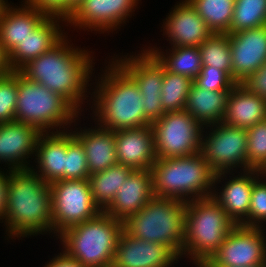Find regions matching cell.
<instances>
[{"label": "cell", "mask_w": 266, "mask_h": 267, "mask_svg": "<svg viewBox=\"0 0 266 267\" xmlns=\"http://www.w3.org/2000/svg\"><path fill=\"white\" fill-rule=\"evenodd\" d=\"M17 89L15 121L32 125L41 133L69 130L81 116L61 95L29 80L20 71H17Z\"/></svg>", "instance_id": "ba28073f"}, {"label": "cell", "mask_w": 266, "mask_h": 267, "mask_svg": "<svg viewBox=\"0 0 266 267\" xmlns=\"http://www.w3.org/2000/svg\"><path fill=\"white\" fill-rule=\"evenodd\" d=\"M153 197L151 169L133 170L104 212L125 221L130 215L143 208Z\"/></svg>", "instance_id": "603a6c76"}, {"label": "cell", "mask_w": 266, "mask_h": 267, "mask_svg": "<svg viewBox=\"0 0 266 267\" xmlns=\"http://www.w3.org/2000/svg\"><path fill=\"white\" fill-rule=\"evenodd\" d=\"M22 2L21 7L11 6L8 0L0 5V42L8 54L48 16L25 0Z\"/></svg>", "instance_id": "44dd1931"}, {"label": "cell", "mask_w": 266, "mask_h": 267, "mask_svg": "<svg viewBox=\"0 0 266 267\" xmlns=\"http://www.w3.org/2000/svg\"><path fill=\"white\" fill-rule=\"evenodd\" d=\"M193 80L164 68L161 104L165 112L183 111Z\"/></svg>", "instance_id": "1f68e13d"}, {"label": "cell", "mask_w": 266, "mask_h": 267, "mask_svg": "<svg viewBox=\"0 0 266 267\" xmlns=\"http://www.w3.org/2000/svg\"><path fill=\"white\" fill-rule=\"evenodd\" d=\"M8 170L5 171L0 170V221L4 219V214L7 209V197H8Z\"/></svg>", "instance_id": "b9f144b4"}, {"label": "cell", "mask_w": 266, "mask_h": 267, "mask_svg": "<svg viewBox=\"0 0 266 267\" xmlns=\"http://www.w3.org/2000/svg\"><path fill=\"white\" fill-rule=\"evenodd\" d=\"M151 173L154 196L189 202L213 195L215 173L200 153L157 158Z\"/></svg>", "instance_id": "277c9868"}, {"label": "cell", "mask_w": 266, "mask_h": 267, "mask_svg": "<svg viewBox=\"0 0 266 267\" xmlns=\"http://www.w3.org/2000/svg\"><path fill=\"white\" fill-rule=\"evenodd\" d=\"M6 74L0 73V80L5 76Z\"/></svg>", "instance_id": "f6af8a7d"}, {"label": "cell", "mask_w": 266, "mask_h": 267, "mask_svg": "<svg viewBox=\"0 0 266 267\" xmlns=\"http://www.w3.org/2000/svg\"><path fill=\"white\" fill-rule=\"evenodd\" d=\"M232 80L237 84L266 63V25L229 34Z\"/></svg>", "instance_id": "2e32d148"}, {"label": "cell", "mask_w": 266, "mask_h": 267, "mask_svg": "<svg viewBox=\"0 0 266 267\" xmlns=\"http://www.w3.org/2000/svg\"><path fill=\"white\" fill-rule=\"evenodd\" d=\"M83 0H66V18L71 14L73 9L78 6Z\"/></svg>", "instance_id": "ee69618b"}, {"label": "cell", "mask_w": 266, "mask_h": 267, "mask_svg": "<svg viewBox=\"0 0 266 267\" xmlns=\"http://www.w3.org/2000/svg\"><path fill=\"white\" fill-rule=\"evenodd\" d=\"M123 230L124 221L101 211L95 218L64 230L57 238L62 251L85 267H110Z\"/></svg>", "instance_id": "8992f818"}, {"label": "cell", "mask_w": 266, "mask_h": 267, "mask_svg": "<svg viewBox=\"0 0 266 267\" xmlns=\"http://www.w3.org/2000/svg\"><path fill=\"white\" fill-rule=\"evenodd\" d=\"M29 5L49 16H59L66 20V0H25Z\"/></svg>", "instance_id": "ab89813d"}, {"label": "cell", "mask_w": 266, "mask_h": 267, "mask_svg": "<svg viewBox=\"0 0 266 267\" xmlns=\"http://www.w3.org/2000/svg\"><path fill=\"white\" fill-rule=\"evenodd\" d=\"M74 128V136L85 150L89 174L106 170L118 164L116 158L115 131L96 125L90 128Z\"/></svg>", "instance_id": "cb8c5ba5"}, {"label": "cell", "mask_w": 266, "mask_h": 267, "mask_svg": "<svg viewBox=\"0 0 266 267\" xmlns=\"http://www.w3.org/2000/svg\"><path fill=\"white\" fill-rule=\"evenodd\" d=\"M213 33H227L233 19L235 0H187Z\"/></svg>", "instance_id": "f546056e"}, {"label": "cell", "mask_w": 266, "mask_h": 267, "mask_svg": "<svg viewBox=\"0 0 266 267\" xmlns=\"http://www.w3.org/2000/svg\"><path fill=\"white\" fill-rule=\"evenodd\" d=\"M193 82L209 91H231L236 85L224 71L210 66H202L199 76Z\"/></svg>", "instance_id": "74e56055"}, {"label": "cell", "mask_w": 266, "mask_h": 267, "mask_svg": "<svg viewBox=\"0 0 266 267\" xmlns=\"http://www.w3.org/2000/svg\"><path fill=\"white\" fill-rule=\"evenodd\" d=\"M11 71L12 68L9 62V54L0 42V73L9 74Z\"/></svg>", "instance_id": "7bdbcfd3"}, {"label": "cell", "mask_w": 266, "mask_h": 267, "mask_svg": "<svg viewBox=\"0 0 266 267\" xmlns=\"http://www.w3.org/2000/svg\"><path fill=\"white\" fill-rule=\"evenodd\" d=\"M132 171L133 169L126 165L116 164L106 170L89 175L92 198L101 211L111 204L122 183Z\"/></svg>", "instance_id": "f1b7e54d"}, {"label": "cell", "mask_w": 266, "mask_h": 267, "mask_svg": "<svg viewBox=\"0 0 266 267\" xmlns=\"http://www.w3.org/2000/svg\"><path fill=\"white\" fill-rule=\"evenodd\" d=\"M246 130L248 170L266 172V120Z\"/></svg>", "instance_id": "e575fe53"}, {"label": "cell", "mask_w": 266, "mask_h": 267, "mask_svg": "<svg viewBox=\"0 0 266 267\" xmlns=\"http://www.w3.org/2000/svg\"><path fill=\"white\" fill-rule=\"evenodd\" d=\"M172 48V49H171ZM161 51L160 47L149 46L148 50L157 58L164 68L174 74L186 76L195 80L202 69L201 54L198 47H177L172 46ZM169 53V54H168Z\"/></svg>", "instance_id": "83f0119b"}, {"label": "cell", "mask_w": 266, "mask_h": 267, "mask_svg": "<svg viewBox=\"0 0 266 267\" xmlns=\"http://www.w3.org/2000/svg\"><path fill=\"white\" fill-rule=\"evenodd\" d=\"M108 63L91 94L96 124L112 131L151 125L136 82L114 60Z\"/></svg>", "instance_id": "3957f363"}, {"label": "cell", "mask_w": 266, "mask_h": 267, "mask_svg": "<svg viewBox=\"0 0 266 267\" xmlns=\"http://www.w3.org/2000/svg\"><path fill=\"white\" fill-rule=\"evenodd\" d=\"M118 164L133 170L151 169L157 157L151 125L115 131Z\"/></svg>", "instance_id": "ffe728a7"}, {"label": "cell", "mask_w": 266, "mask_h": 267, "mask_svg": "<svg viewBox=\"0 0 266 267\" xmlns=\"http://www.w3.org/2000/svg\"><path fill=\"white\" fill-rule=\"evenodd\" d=\"M17 94V71H11L0 80V124L15 121Z\"/></svg>", "instance_id": "d590c367"}, {"label": "cell", "mask_w": 266, "mask_h": 267, "mask_svg": "<svg viewBox=\"0 0 266 267\" xmlns=\"http://www.w3.org/2000/svg\"><path fill=\"white\" fill-rule=\"evenodd\" d=\"M50 187L52 234L56 237L101 212L93 201L89 179L57 180Z\"/></svg>", "instance_id": "9c48e42d"}, {"label": "cell", "mask_w": 266, "mask_h": 267, "mask_svg": "<svg viewBox=\"0 0 266 267\" xmlns=\"http://www.w3.org/2000/svg\"><path fill=\"white\" fill-rule=\"evenodd\" d=\"M230 91H209L194 82L187 96L185 111L203 127L222 122Z\"/></svg>", "instance_id": "4316f807"}, {"label": "cell", "mask_w": 266, "mask_h": 267, "mask_svg": "<svg viewBox=\"0 0 266 267\" xmlns=\"http://www.w3.org/2000/svg\"><path fill=\"white\" fill-rule=\"evenodd\" d=\"M34 161L30 169L48 184L65 180V131L41 133Z\"/></svg>", "instance_id": "d4e9b609"}, {"label": "cell", "mask_w": 266, "mask_h": 267, "mask_svg": "<svg viewBox=\"0 0 266 267\" xmlns=\"http://www.w3.org/2000/svg\"><path fill=\"white\" fill-rule=\"evenodd\" d=\"M139 1L83 0L66 18L65 26L109 34L120 29L121 24H126L127 18H131L132 12L138 8Z\"/></svg>", "instance_id": "5bb4252c"}, {"label": "cell", "mask_w": 266, "mask_h": 267, "mask_svg": "<svg viewBox=\"0 0 266 267\" xmlns=\"http://www.w3.org/2000/svg\"><path fill=\"white\" fill-rule=\"evenodd\" d=\"M250 93L266 100V63L240 83Z\"/></svg>", "instance_id": "f35d334b"}, {"label": "cell", "mask_w": 266, "mask_h": 267, "mask_svg": "<svg viewBox=\"0 0 266 267\" xmlns=\"http://www.w3.org/2000/svg\"><path fill=\"white\" fill-rule=\"evenodd\" d=\"M265 120L266 100L237 83L228 96L222 123L247 129Z\"/></svg>", "instance_id": "484cf974"}, {"label": "cell", "mask_w": 266, "mask_h": 267, "mask_svg": "<svg viewBox=\"0 0 266 267\" xmlns=\"http://www.w3.org/2000/svg\"><path fill=\"white\" fill-rule=\"evenodd\" d=\"M235 226L213 197L187 202L182 257L203 267Z\"/></svg>", "instance_id": "5b68a950"}, {"label": "cell", "mask_w": 266, "mask_h": 267, "mask_svg": "<svg viewBox=\"0 0 266 267\" xmlns=\"http://www.w3.org/2000/svg\"><path fill=\"white\" fill-rule=\"evenodd\" d=\"M186 208L187 202L154 196L124 221V230L133 238L164 244L182 258Z\"/></svg>", "instance_id": "52a82bcc"}, {"label": "cell", "mask_w": 266, "mask_h": 267, "mask_svg": "<svg viewBox=\"0 0 266 267\" xmlns=\"http://www.w3.org/2000/svg\"><path fill=\"white\" fill-rule=\"evenodd\" d=\"M265 228L236 225L203 267H254L266 264ZM265 233V234H264Z\"/></svg>", "instance_id": "4fadbf2b"}, {"label": "cell", "mask_w": 266, "mask_h": 267, "mask_svg": "<svg viewBox=\"0 0 266 267\" xmlns=\"http://www.w3.org/2000/svg\"><path fill=\"white\" fill-rule=\"evenodd\" d=\"M125 56V57H124ZM117 55L112 59L136 82L143 97L144 115L152 124L166 112L161 104L164 66L146 48L139 54ZM117 58V59H116Z\"/></svg>", "instance_id": "7c38bea8"}, {"label": "cell", "mask_w": 266, "mask_h": 267, "mask_svg": "<svg viewBox=\"0 0 266 267\" xmlns=\"http://www.w3.org/2000/svg\"><path fill=\"white\" fill-rule=\"evenodd\" d=\"M7 189L3 225L9 238L52 233L50 184L31 169L8 170Z\"/></svg>", "instance_id": "7a4b0ae2"}, {"label": "cell", "mask_w": 266, "mask_h": 267, "mask_svg": "<svg viewBox=\"0 0 266 267\" xmlns=\"http://www.w3.org/2000/svg\"><path fill=\"white\" fill-rule=\"evenodd\" d=\"M64 36L49 51L26 64L20 72L29 80L40 83L47 89L65 98L79 113L89 97V82L95 64L92 51L76 48ZM78 47V48H77ZM92 56V57H91Z\"/></svg>", "instance_id": "6da1fadb"}, {"label": "cell", "mask_w": 266, "mask_h": 267, "mask_svg": "<svg viewBox=\"0 0 266 267\" xmlns=\"http://www.w3.org/2000/svg\"><path fill=\"white\" fill-rule=\"evenodd\" d=\"M157 158L200 153L203 126L187 111L166 112L151 124Z\"/></svg>", "instance_id": "30bf717a"}, {"label": "cell", "mask_w": 266, "mask_h": 267, "mask_svg": "<svg viewBox=\"0 0 266 267\" xmlns=\"http://www.w3.org/2000/svg\"><path fill=\"white\" fill-rule=\"evenodd\" d=\"M72 131L65 130V180L89 179L84 147Z\"/></svg>", "instance_id": "836d02e7"}, {"label": "cell", "mask_w": 266, "mask_h": 267, "mask_svg": "<svg viewBox=\"0 0 266 267\" xmlns=\"http://www.w3.org/2000/svg\"><path fill=\"white\" fill-rule=\"evenodd\" d=\"M265 181H266V174L264 172L253 184V189L251 192V199H250V207L248 211V227L263 228L264 226L263 223L266 222Z\"/></svg>", "instance_id": "8d00e7d4"}, {"label": "cell", "mask_w": 266, "mask_h": 267, "mask_svg": "<svg viewBox=\"0 0 266 267\" xmlns=\"http://www.w3.org/2000/svg\"><path fill=\"white\" fill-rule=\"evenodd\" d=\"M266 25V0H235L229 34Z\"/></svg>", "instance_id": "d6a6232c"}, {"label": "cell", "mask_w": 266, "mask_h": 267, "mask_svg": "<svg viewBox=\"0 0 266 267\" xmlns=\"http://www.w3.org/2000/svg\"><path fill=\"white\" fill-rule=\"evenodd\" d=\"M202 66L224 71L232 79V54L229 34L213 33L199 47Z\"/></svg>", "instance_id": "4dcf8cb0"}, {"label": "cell", "mask_w": 266, "mask_h": 267, "mask_svg": "<svg viewBox=\"0 0 266 267\" xmlns=\"http://www.w3.org/2000/svg\"><path fill=\"white\" fill-rule=\"evenodd\" d=\"M60 21L65 23L64 18L48 15L9 53L12 71H20L31 60L49 51L65 36L66 33L59 25Z\"/></svg>", "instance_id": "7402d4cb"}, {"label": "cell", "mask_w": 266, "mask_h": 267, "mask_svg": "<svg viewBox=\"0 0 266 267\" xmlns=\"http://www.w3.org/2000/svg\"><path fill=\"white\" fill-rule=\"evenodd\" d=\"M254 267H266V264L265 265L254 266Z\"/></svg>", "instance_id": "bcb514c9"}, {"label": "cell", "mask_w": 266, "mask_h": 267, "mask_svg": "<svg viewBox=\"0 0 266 267\" xmlns=\"http://www.w3.org/2000/svg\"><path fill=\"white\" fill-rule=\"evenodd\" d=\"M208 127L209 134L205 132ZM200 154L215 174L233 172L238 168L248 170L247 130L222 122L204 127Z\"/></svg>", "instance_id": "8fae6325"}, {"label": "cell", "mask_w": 266, "mask_h": 267, "mask_svg": "<svg viewBox=\"0 0 266 267\" xmlns=\"http://www.w3.org/2000/svg\"><path fill=\"white\" fill-rule=\"evenodd\" d=\"M54 258L47 261V264L44 267H85L80 262L75 260L72 257H69L64 251L58 253Z\"/></svg>", "instance_id": "60d3db41"}, {"label": "cell", "mask_w": 266, "mask_h": 267, "mask_svg": "<svg viewBox=\"0 0 266 267\" xmlns=\"http://www.w3.org/2000/svg\"><path fill=\"white\" fill-rule=\"evenodd\" d=\"M228 173L231 175L233 172L215 174L212 197L236 225L248 227V211L253 184L264 172L245 170L243 172L240 171L236 176H234V173L232 174L233 176H230ZM228 175L229 179L227 178ZM224 178L227 181L221 187V191L219 190L218 192L217 186L222 182V179L224 181Z\"/></svg>", "instance_id": "9a60e30c"}, {"label": "cell", "mask_w": 266, "mask_h": 267, "mask_svg": "<svg viewBox=\"0 0 266 267\" xmlns=\"http://www.w3.org/2000/svg\"><path fill=\"white\" fill-rule=\"evenodd\" d=\"M41 132L34 126L17 121L0 124V163L12 170H29L36 154ZM28 159V161H27Z\"/></svg>", "instance_id": "ac0fdd59"}, {"label": "cell", "mask_w": 266, "mask_h": 267, "mask_svg": "<svg viewBox=\"0 0 266 267\" xmlns=\"http://www.w3.org/2000/svg\"><path fill=\"white\" fill-rule=\"evenodd\" d=\"M172 9L162 25L163 35L168 37L171 47H199L213 34L187 0L180 1Z\"/></svg>", "instance_id": "d6986e66"}, {"label": "cell", "mask_w": 266, "mask_h": 267, "mask_svg": "<svg viewBox=\"0 0 266 267\" xmlns=\"http://www.w3.org/2000/svg\"><path fill=\"white\" fill-rule=\"evenodd\" d=\"M179 257L166 245L133 238L122 231L116 246L114 267H171Z\"/></svg>", "instance_id": "e0dca14e"}]
</instances>
